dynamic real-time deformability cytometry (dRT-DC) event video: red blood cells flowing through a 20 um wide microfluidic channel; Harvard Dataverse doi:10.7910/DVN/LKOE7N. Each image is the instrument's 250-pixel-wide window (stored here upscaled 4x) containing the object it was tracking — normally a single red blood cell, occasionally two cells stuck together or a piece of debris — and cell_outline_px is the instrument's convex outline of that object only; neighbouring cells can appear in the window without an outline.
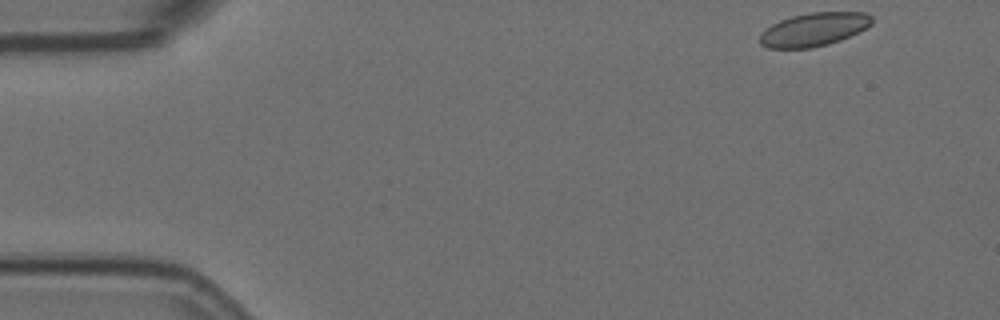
{"species": "Egyptian fruit bat (a non-hibernating species)", "species_latin": "Rousettus aegyptiacus", "temperature_condition": "room temperature", "stored_images_in_passage": 12, "camera_frame_rate_fps": 3000, "um_per_image_px": 0.085, "animal": {"sex": "female"}, "frame": {"image": 1, "passage_image": 1, "time_ms": 0.0, "image_size_px": [1000, 320], "cell_outline_px": [[872, 24], [840, 40], [828, 44], [812, 48], [768, 48], [760, 44], [760, 32], [772, 24], [780, 20], [792, 16], [812, 12], [864, 12], [872, 16]], "centroid_in_image_um": [69.15, 2.5], "position_along_channel_um": 15.9, "area_um2": 21.68}}
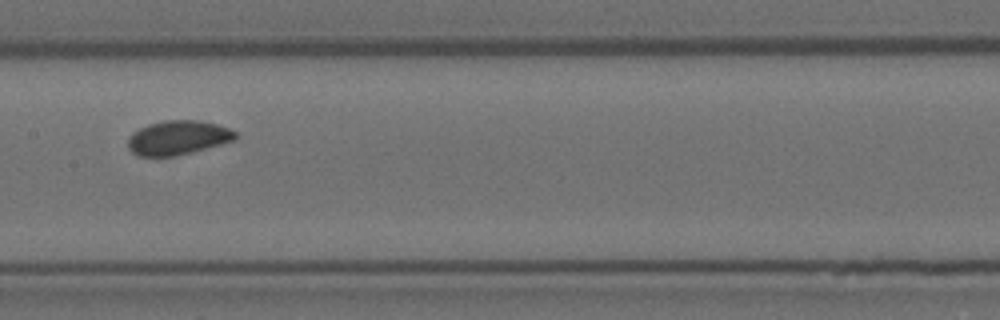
{"frame": {"image": 2, "passage_image": 7, "time_ms": 2.0, "image_size_px": [1000, 320], "cell_outline_px": [[236, 140], [172, 156], [140, 156], [132, 152], [128, 148], [128, 136], [132, 132], [148, 124], [164, 120], [196, 120], [216, 124], [228, 128], [236, 132]], "centroid_in_image_um": [15.08, 11.69], "position_along_channel_um": 192.3, "area_um2": 21.15}}
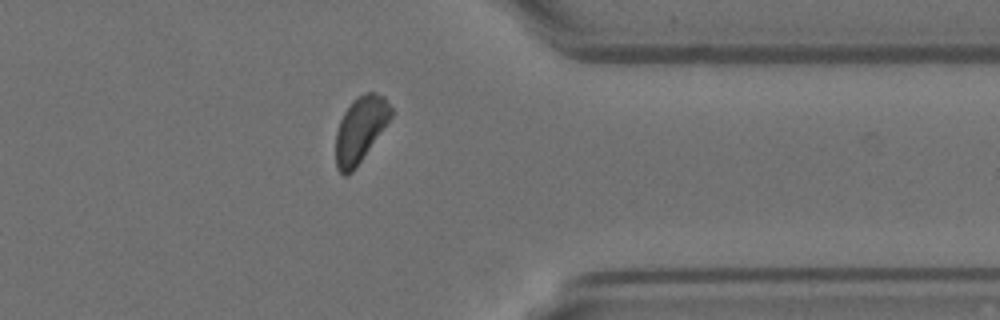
{"frame": {"image": 3, "passage_image": 12, "time_ms": 3.667, "image_size_px": [1000, 320], "cell_outline_px": [[392, 116], [352, 172], [344, 176], [336, 168], [336, 132], [340, 120], [344, 112], [352, 100], [356, 96], [364, 92], [376, 92], [384, 96], [392, 108]], "centroid_in_image_um": [30.62, 10.96], "position_along_channel_um": 380.8, "area_um2": 20.92}}